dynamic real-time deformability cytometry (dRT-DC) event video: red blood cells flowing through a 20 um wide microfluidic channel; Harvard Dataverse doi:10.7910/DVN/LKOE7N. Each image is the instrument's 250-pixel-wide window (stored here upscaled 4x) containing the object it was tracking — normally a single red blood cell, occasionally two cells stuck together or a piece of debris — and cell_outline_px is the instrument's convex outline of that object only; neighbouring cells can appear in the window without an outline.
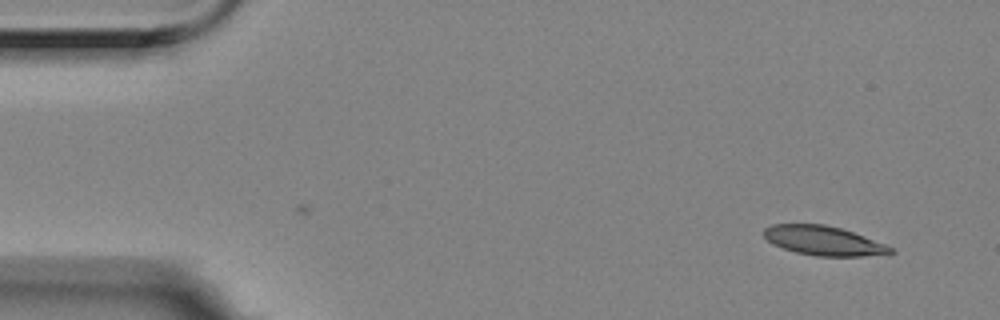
{"species": "Egyptian fruit bat (a non-hibernating species)", "species_latin": "Rousettus aegyptiacus", "temperature_condition": "room temperature", "stored_images_in_passage": 45, "camera_frame_rate_fps": 3000, "um_per_image_px": 0.085, "animal": {"sex": "female"}, "frame": {"image": 1, "passage_image": 1, "time_ms": 0.0, "image_size_px": [1000, 320], "cell_outline_px": [[896, 252], [864, 256], [816, 256], [796, 252], [772, 244], [764, 236], [764, 228], [772, 224], [824, 224], [840, 228], [852, 232], [884, 244], [892, 248]], "centroid_in_image_um": [69.96, 20.45], "position_along_channel_um": 15.0, "area_um2": 21.33}}
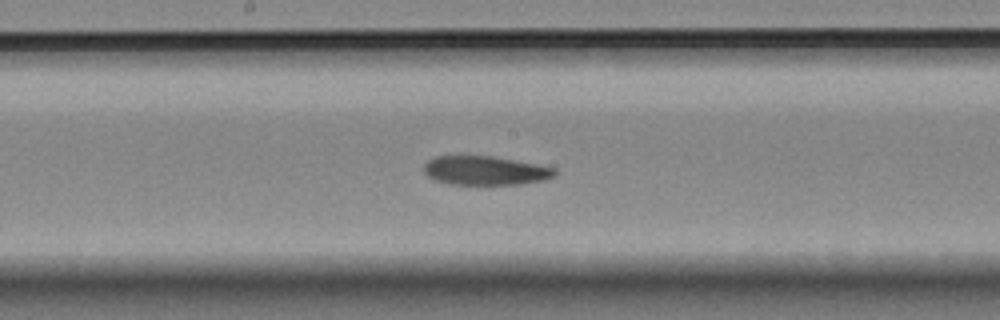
{"frame": {"image": 2, "passage_image": 26, "time_ms": 8.333, "image_size_px": [1000, 320], "cell_outline_px": [[556, 176], [544, 180], [520, 184], [452, 184], [436, 180], [428, 176], [424, 172], [424, 164], [428, 160], [436, 156], [492, 156], [536, 164], [556, 168]], "centroid_in_image_um": [41.26, 14.49], "position_along_channel_um": 206.9, "area_um2": 21.96}}
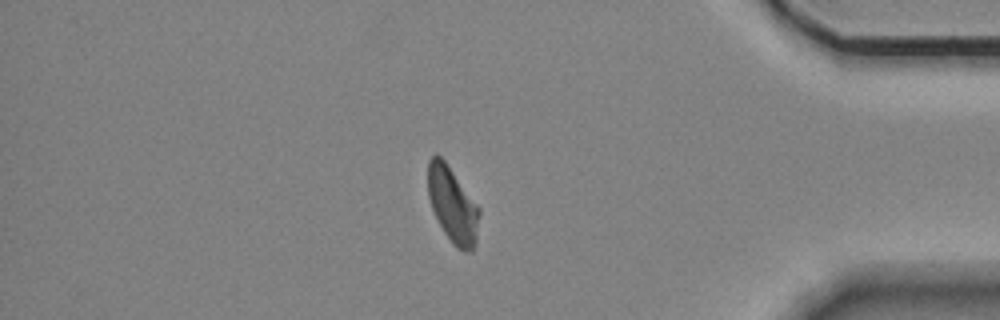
{"frame": {"image": 3, "passage_image": 45, "time_ms": 14.667, "image_size_px": [1000, 320], "cell_outline_px": [[480, 216], [476, 240], [472, 252], [464, 252], [456, 248], [452, 244], [444, 232], [432, 208], [428, 196], [428, 160], [436, 152], [444, 160], [480, 208]], "centroid_in_image_um": [38.48, 17.43], "position_along_channel_um": 396.7, "area_um2": 22.6}}